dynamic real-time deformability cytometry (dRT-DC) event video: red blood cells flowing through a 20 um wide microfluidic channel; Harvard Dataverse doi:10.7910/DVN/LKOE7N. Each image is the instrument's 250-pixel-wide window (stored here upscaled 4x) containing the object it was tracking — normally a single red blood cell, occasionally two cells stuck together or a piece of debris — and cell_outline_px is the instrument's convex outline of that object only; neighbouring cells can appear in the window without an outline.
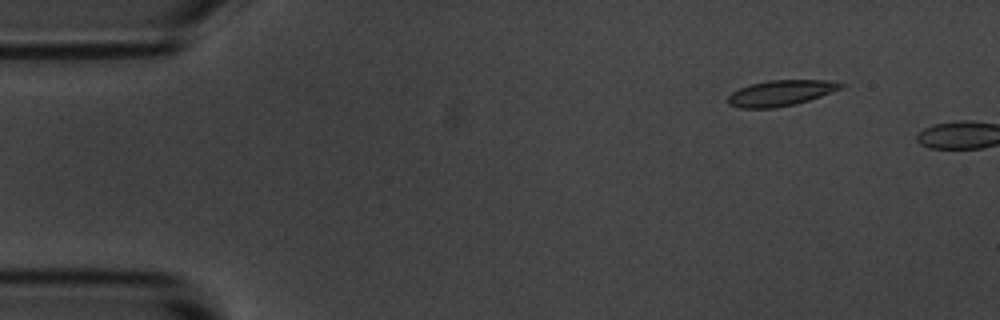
{"species": "common noctule bat (a hibernating species)", "species_latin": "Nyctalus noctula", "temperature_condition": "room temperature", "stored_images_in_passage": 3, "camera_frame_rate_fps": 3000, "um_per_image_px": 0.085, "animal": {"sex": "male", "body_mass_g": 20.1, "forearm_length_mm": 53.5}, "frame": {"image": 1, "passage_image": 2, "time_ms": 1.333, "image_size_px": [1000, 320], "cell_outline_px": [[848, 84], [844, 88], [808, 100], [776, 108], [740, 108], [728, 104], [728, 96], [732, 92], [740, 88], [752, 84], [768, 80], [836, 80]], "centroid_in_image_um": [66.43, 7.89], "position_along_channel_um": 18.6, "area_um2": 16.99}}